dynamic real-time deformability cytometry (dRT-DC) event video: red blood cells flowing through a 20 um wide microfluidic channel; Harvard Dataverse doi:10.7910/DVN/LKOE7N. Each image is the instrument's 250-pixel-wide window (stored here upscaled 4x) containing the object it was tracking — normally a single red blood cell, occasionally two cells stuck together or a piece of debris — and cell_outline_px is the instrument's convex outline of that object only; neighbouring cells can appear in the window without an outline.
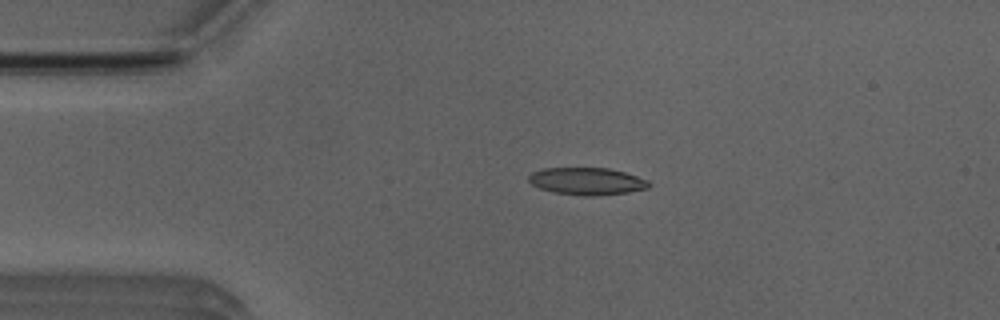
{"species": "Egyptian fruit bat (a non-hibernating species)", "species_latin": "Rousettus aegyptiacus", "temperature_condition": "room temperature", "stored_images_in_passage": 50, "camera_frame_rate_fps": 3000, "um_per_image_px": 0.085, "animal": {"sex": "male"}, "frame": {"image": 1, "passage_image": 10, "time_ms": 3.0, "image_size_px": [1000, 320], "cell_outline_px": [[652, 184], [648, 188], [628, 192], [592, 196], [584, 196], [552, 192], [540, 188], [532, 184], [528, 180], [528, 176], [532, 172], [544, 168], [608, 168], [624, 172], [648, 180]], "centroid_in_image_um": [49.88, 15.4], "position_along_channel_um": 35.1, "area_um2": 19.07}}
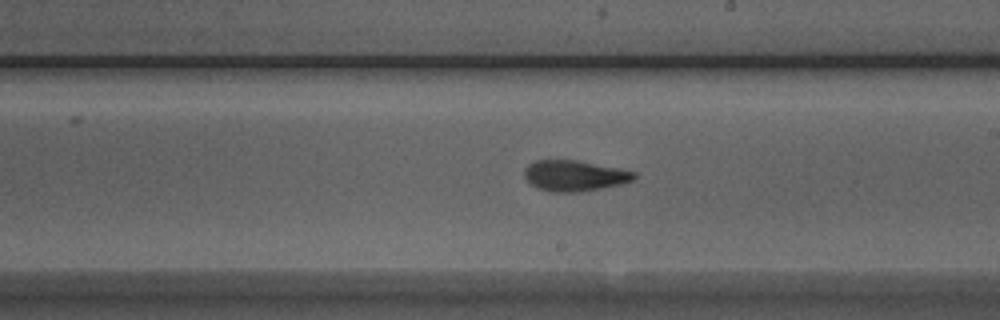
{"frame": {"image": 2, "passage_image": 28, "time_ms": 9.0, "image_size_px": [1000, 320], "cell_outline_px": [[636, 176], [632, 180], [620, 184], [580, 192], [552, 192], [536, 188], [524, 176], [524, 168], [528, 164], [536, 160], [576, 160], [620, 168], [636, 172]], "centroid_in_image_um": [48.81, 14.93], "position_along_channel_um": 240.2, "area_um2": 19.65}}
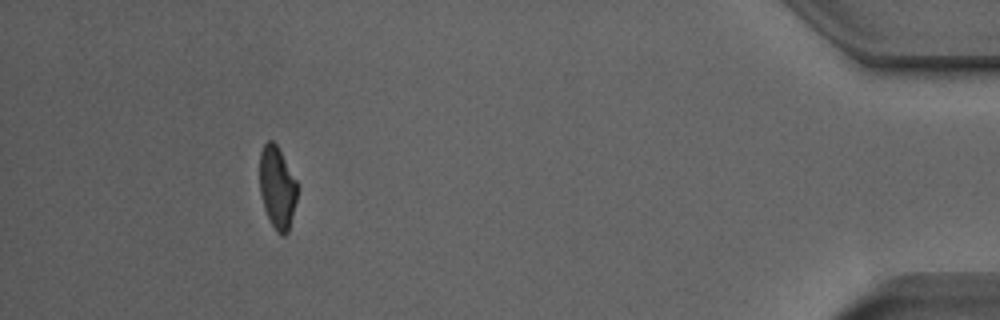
{"frame": {"image": 3, "passage_image": 46, "time_ms": 15.0, "image_size_px": [1000, 320], "cell_outline_px": [[300, 188], [288, 232], [284, 236], [280, 236], [276, 232], [264, 208], [260, 192], [260, 152], [264, 144], [268, 140], [272, 140], [276, 144], [296, 180]], "centroid_in_image_um": [23.58, 15.96], "position_along_channel_um": 411.6, "area_um2": 18.15}, "authors_computed_cell_mechanics": {"area_um2": 19.2763, "velocity_mm_per_s": 3.9747, "shape_relaxation_time_tau1_ms": 6.6661, "shape_relaxation_time_tau2_ms": 3.0218, "deformation_change_tau1": 0.1933, "deformation_change_tau2": 0.1107}}